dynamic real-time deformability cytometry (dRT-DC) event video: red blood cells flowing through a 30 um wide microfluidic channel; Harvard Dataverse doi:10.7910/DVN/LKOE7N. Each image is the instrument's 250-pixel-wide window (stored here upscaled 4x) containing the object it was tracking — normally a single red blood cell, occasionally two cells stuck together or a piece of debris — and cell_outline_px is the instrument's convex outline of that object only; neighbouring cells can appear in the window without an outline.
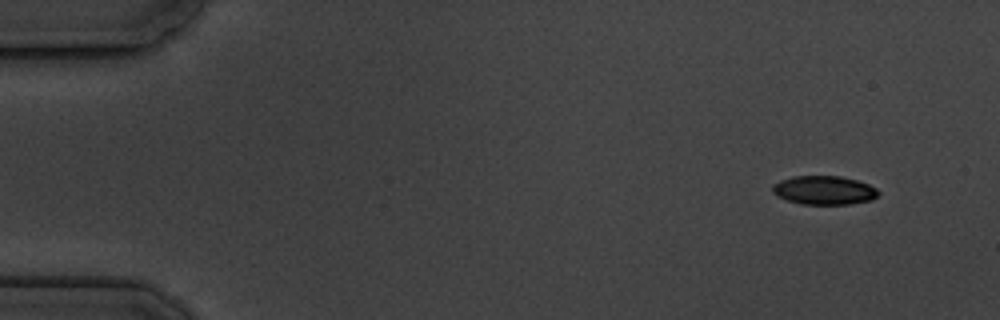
{"species": "common noctule bat (a hibernating species)", "species_latin": "Nyctalus noctula", "temperature_condition": "cold", "stored_images_in_passage": 9, "camera_frame_rate_fps": 3000, "um_per_image_px": 0.085, "animal": {"sex": "male", "body_mass_g": 19.5, "forearm_length_mm": 54.6}, "frame": {"image": 1, "passage_image": 1, "time_ms": 0.0, "image_size_px": [1000, 320], "cell_outline_px": [[880, 192], [872, 200], [848, 204], [800, 204], [776, 196], [772, 192], [772, 184], [780, 180], [792, 176], [840, 176], [856, 180], [868, 184], [876, 188]], "centroid_in_image_um": [70.02, 16.17], "position_along_channel_um": 15.0, "area_um2": 17.8}}
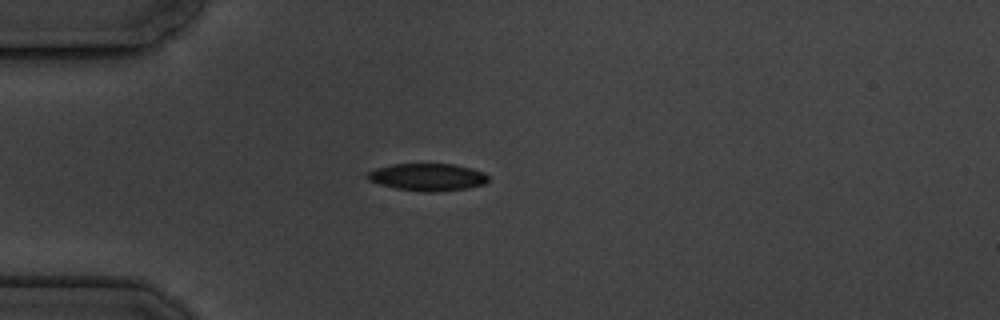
{"frame": {"image": 2, "passage_image": 4, "time_ms": 3.667, "image_size_px": [1000, 320], "cell_outline_px": [[488, 180], [484, 184], [468, 188], [436, 192], [428, 192], [396, 188], [380, 184], [368, 180], [364, 176], [368, 172], [376, 168], [392, 164], [452, 164], [472, 168], [484, 172], [488, 176]], "centroid_in_image_um": [36.34, 15.05], "position_along_channel_um": 48.7, "area_um2": 19.25}}
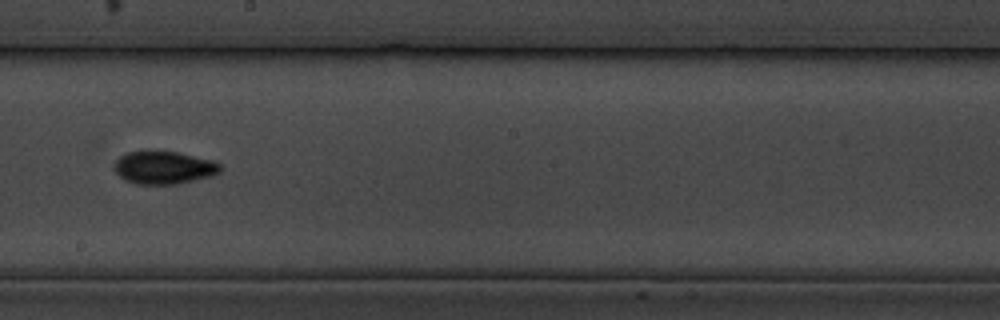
{"frame": {"image": 3, "passage_image": 9, "time_ms": 9.333, "image_size_px": [1000, 320], "cell_outline_px": [[224, 168], [220, 172], [212, 176], [180, 184], [136, 184], [124, 180], [112, 168], [116, 160], [120, 156], [128, 152], [176, 152], [212, 160], [220, 164]], "centroid_in_image_um": [13.95, 14.27], "position_along_channel_um": 234.3, "area_um2": 20.29}}